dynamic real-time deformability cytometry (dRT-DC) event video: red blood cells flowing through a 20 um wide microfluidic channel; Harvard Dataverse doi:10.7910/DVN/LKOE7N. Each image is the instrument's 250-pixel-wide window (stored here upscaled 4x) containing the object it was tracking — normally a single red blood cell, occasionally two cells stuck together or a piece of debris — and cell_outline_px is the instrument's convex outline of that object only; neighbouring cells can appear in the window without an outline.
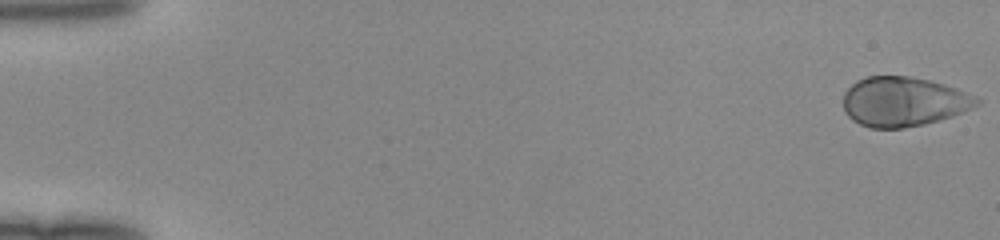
{"species": "human", "species_latin": "Homo sapiens", "temperature_condition": "room temperature", "stored_images_in_passage": 50, "camera_frame_rate_fps": 3000, "um_per_image_px": 0.085, "donor": {"sex": "female"}, "frame": {"image": 1, "passage_image": 1, "time_ms": 0.0, "image_size_px": [1000, 240], "cell_outline_px": [[980, 104], [964, 112], [952, 116], [924, 124], [904, 128], [868, 128], [852, 120], [844, 112], [844, 92], [856, 80], [868, 76], [908, 76], [928, 80], [944, 84], [956, 88], [976, 96], [980, 100]], "centroid_in_image_um": [76.79, 8.64], "position_along_channel_um": 8.2, "area_um2": 38.67}}
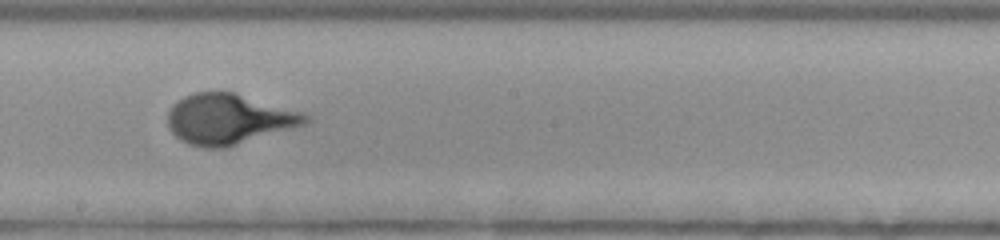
{"frame": {"image": 2, "passage_image": 29, "time_ms": 9.333, "image_size_px": [1000, 240], "cell_outline_px": [[312, 120], [304, 124], [292, 128], [224, 148], [204, 148], [188, 144], [180, 140], [168, 128], [168, 112], [172, 104], [176, 100], [184, 96], [196, 92], [236, 92], [304, 112], [312, 116]], "centroid_in_image_um": [19.45, 10.11], "position_along_channel_um": 228.7, "area_um2": 40.69}}
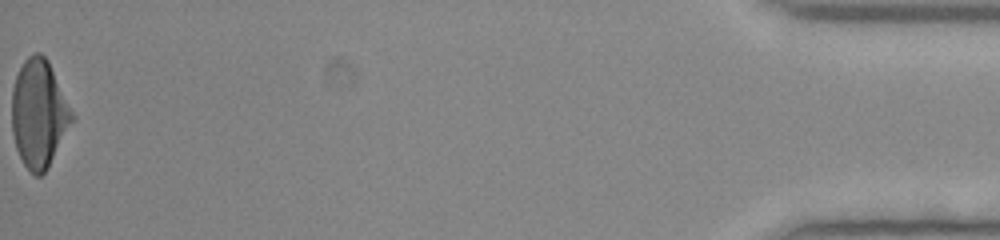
{"frame": {"image": 3, "passage_image": 50, "time_ms": 16.333, "image_size_px": [1000, 240], "cell_outline_px": [[76, 116], [48, 168], [40, 176], [36, 176], [24, 164], [16, 148], [12, 132], [12, 88], [16, 76], [24, 60], [28, 56], [36, 52], [40, 52], [48, 60]], "centroid_in_image_um": [3.33, 9.64], "position_along_channel_um": 431.9, "area_um2": 37.92}}